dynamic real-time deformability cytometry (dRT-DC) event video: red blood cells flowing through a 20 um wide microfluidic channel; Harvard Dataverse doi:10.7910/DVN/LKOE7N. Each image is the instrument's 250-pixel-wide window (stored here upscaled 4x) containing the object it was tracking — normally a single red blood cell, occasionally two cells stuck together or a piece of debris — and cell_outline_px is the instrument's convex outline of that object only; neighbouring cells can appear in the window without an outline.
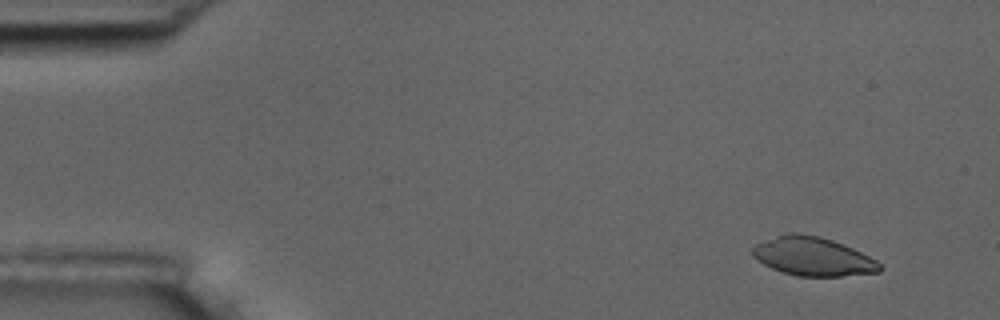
{"species": "common noctule bat (a hibernating species)", "species_latin": "Nyctalus noctula", "temperature_condition": "room temperature", "stored_images_in_passage": 6, "camera_frame_rate_fps": 3000, "um_per_image_px": 0.085, "animal": {"sex": "male", "body_mass_g": 17.5, "forearm_length_mm": 52.3}, "frame": {"image": 1, "passage_image": 2, "time_ms": 1.333, "image_size_px": [1000, 320], "cell_outline_px": [[880, 272], [840, 276], [796, 276], [780, 272], [756, 260], [752, 256], [752, 248], [756, 244], [776, 236], [788, 232], [796, 232], [820, 236], [832, 240], [852, 248], [876, 260], [880, 264]], "centroid_in_image_um": [69.05, 21.8], "position_along_channel_um": 15.9, "area_um2": 28.61}}